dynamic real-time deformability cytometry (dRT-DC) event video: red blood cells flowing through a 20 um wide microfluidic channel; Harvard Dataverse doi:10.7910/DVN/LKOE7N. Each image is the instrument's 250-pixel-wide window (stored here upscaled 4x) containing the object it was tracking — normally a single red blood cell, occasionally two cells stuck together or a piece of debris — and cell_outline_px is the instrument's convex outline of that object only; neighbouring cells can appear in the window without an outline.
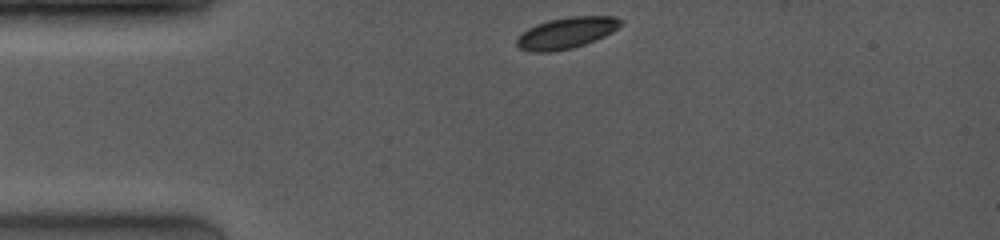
{"species": "common noctule bat (a hibernating species)", "species_latin": "Nyctalus noctula", "temperature_condition": "room temperature", "stored_images_in_passage": 53, "camera_frame_rate_fps": 4000, "um_per_image_px": 0.085, "animal": {"sex": "female", "body_mass_g": 19.0, "forearm_length_mm": 53.3}, "frame": {"image": 1, "passage_image": 1, "time_ms": 0.0, "image_size_px": [1000, 240], "cell_outline_px": [[620, 24], [612, 32], [604, 36], [584, 44], [572, 48], [552, 52], [532, 52], [520, 48], [516, 44], [516, 40], [528, 28], [536, 24], [548, 20], [572, 16], [616, 16], [620, 20]], "centroid_in_image_um": [48.12, 2.8], "position_along_channel_um": 36.9, "area_um2": 18.67}}
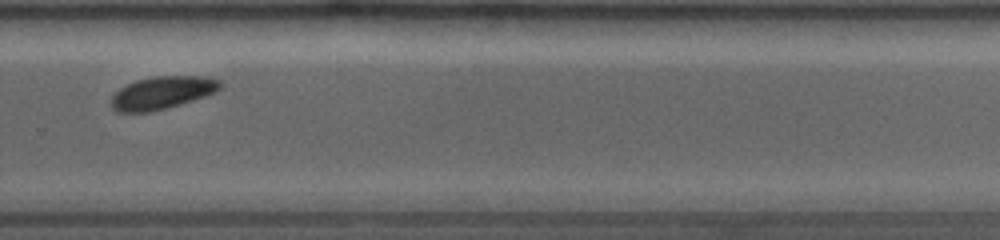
{"frame": {"image": 2, "passage_image": 43, "time_ms": 7.75, "image_size_px": [1000, 240], "cell_outline_px": [[220, 88], [204, 96], [192, 100], [164, 108], [148, 112], [116, 112], [108, 104], [112, 96], [120, 88], [136, 80], [156, 76], [204, 76], [220, 80]], "centroid_in_image_um": [13.71, 7.88], "position_along_channel_um": 316.1, "area_um2": 20.46}}
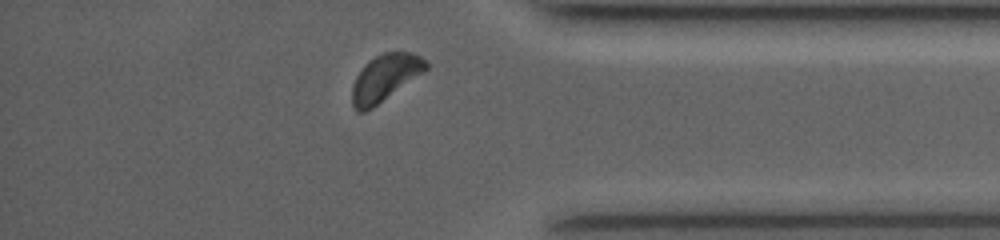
{"frame": {"image": 3, "passage_image": 49, "time_ms": 10.0, "image_size_px": [1000, 240], "cell_outline_px": [[428, 68], [424, 72], [372, 108], [364, 112], [356, 112], [352, 104], [352, 84], [356, 76], [364, 64], [368, 60], [384, 52], [412, 52], [420, 56], [428, 64]], "centroid_in_image_um": [32.7, 6.61], "position_along_channel_um": 402.5, "area_um2": 20.06}, "authors_computed_cell_mechanics": {"area_um2": 20.7502, "velocity_mm_per_s": 4.0489, "shape_relaxation_time_tau1_ms": 2.7311, "shape_relaxation_time_tau2_ms": null, "deformation_change_tau1": 0.1078, "deformation_change_tau2": null}}